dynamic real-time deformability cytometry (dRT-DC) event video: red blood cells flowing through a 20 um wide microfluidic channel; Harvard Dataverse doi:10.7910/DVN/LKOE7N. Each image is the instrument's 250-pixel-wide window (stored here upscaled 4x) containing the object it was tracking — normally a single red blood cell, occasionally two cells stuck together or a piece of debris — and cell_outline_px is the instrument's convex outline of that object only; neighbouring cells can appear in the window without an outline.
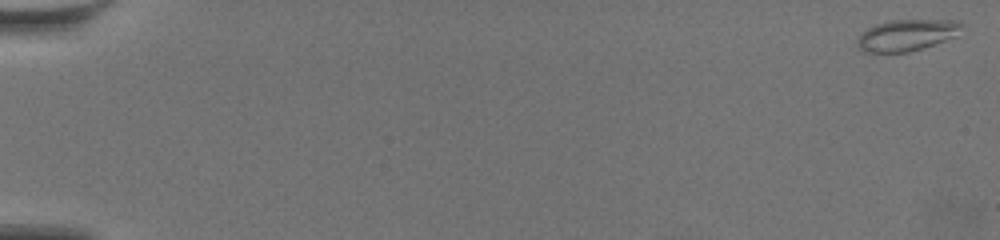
{"species": "common noctule bat (a hibernating species)", "species_latin": "Nyctalus noctula", "temperature_condition": "warm", "stored_images_in_passage": 61, "camera_frame_rate_fps": 3000, "um_per_image_px": 0.085, "animal": {"sex": "female", "body_mass_g": 19.5, "forearm_length_mm": 54.1}, "frame": {"image": 1, "passage_image": 1, "time_ms": 0.0, "image_size_px": [1000, 240], "cell_outline_px": [[964, 24], [956, 36], [908, 52], [864, 52], [856, 44], [856, 40], [868, 28], [876, 24], [892, 20], [960, 20]], "centroid_in_image_um": [77.08, 2.97], "position_along_channel_um": 7.9, "area_um2": 18.84}}
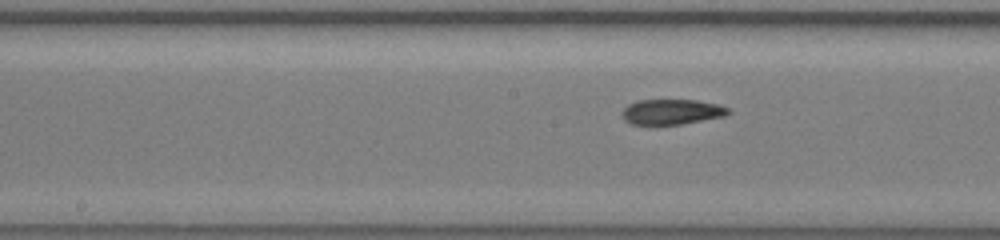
{"frame": {"image": 2, "passage_image": 33, "time_ms": 10.667, "image_size_px": [1000, 240], "cell_outline_px": [[732, 112], [724, 116], [680, 124], [632, 124], [624, 120], [620, 112], [628, 104], [636, 100], [696, 100], [720, 104], [728, 108]], "centroid_in_image_um": [57.08, 9.49], "position_along_channel_um": 191.1, "area_um2": 15.66}}
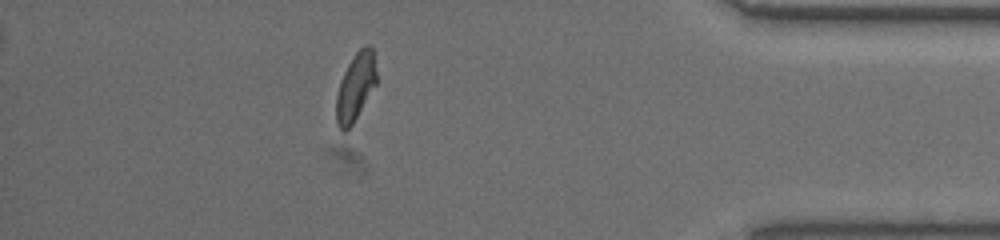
{"frame": {"image": 3, "passage_image": 54, "time_ms": 17.667, "image_size_px": [1000, 240], "cell_outline_px": [[376, 84], [352, 124], [344, 132], [336, 124], [336, 96], [340, 80], [348, 64], [356, 52], [364, 44], [372, 44], [376, 72]], "centroid_in_image_um": [30.21, 7.35], "position_along_channel_um": 405.0, "area_um2": 15.78}, "authors_computed_cell_mechanics": {"area_um2": 16.473, "velocity_mm_per_s": 3.5534, "shape_relaxation_time_tau1_ms": 6.5795, "shape_relaxation_time_tau2_ms": 4.479, "deformation_change_tau1": 0.1909, "deformation_change_tau2": 0.0942}}